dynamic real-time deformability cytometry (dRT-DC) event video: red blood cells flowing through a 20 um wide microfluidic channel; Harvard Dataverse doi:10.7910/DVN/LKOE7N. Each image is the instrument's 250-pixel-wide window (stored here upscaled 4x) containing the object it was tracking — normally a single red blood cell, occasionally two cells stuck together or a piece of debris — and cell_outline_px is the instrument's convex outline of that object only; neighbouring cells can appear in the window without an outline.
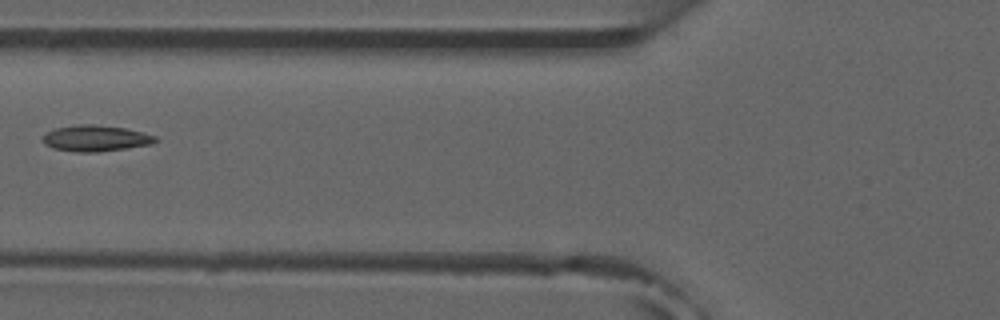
{"species": "common noctule bat (a hibernating species)", "species_latin": "Nyctalus noctula", "temperature_condition": "room temperature", "stored_images_in_passage": 7, "camera_frame_rate_fps": 3000, "um_per_image_px": 0.085, "animal": {"sex": "male", "forearm_length_mm": 52.5}, "frame": {"image": 1, "passage_image": 6, "time_ms": 6.0, "image_size_px": [1000, 320], "cell_outline_px": [[160, 140], [148, 144], [124, 148], [96, 152], [76, 152], [52, 148], [44, 144], [44, 136], [48, 132], [56, 128], [76, 124], [92, 124], [124, 128], [156, 136]], "centroid_in_image_um": [8.1, 11.75], "position_along_channel_um": 117.7, "area_um2": 16.82}}
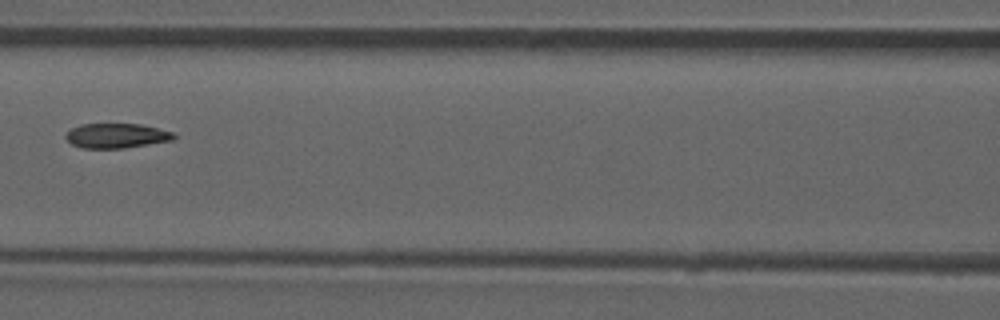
{"frame": {"image": 2, "passage_image": 7, "time_ms": 7.0, "image_size_px": [1000, 320], "cell_outline_px": [[176, 136], [172, 140], [124, 148], [84, 148], [72, 144], [64, 136], [72, 128], [80, 124], [140, 124], [172, 132]], "centroid_in_image_um": [9.88, 11.53], "position_along_channel_um": 156.7, "area_um2": 15.32}}